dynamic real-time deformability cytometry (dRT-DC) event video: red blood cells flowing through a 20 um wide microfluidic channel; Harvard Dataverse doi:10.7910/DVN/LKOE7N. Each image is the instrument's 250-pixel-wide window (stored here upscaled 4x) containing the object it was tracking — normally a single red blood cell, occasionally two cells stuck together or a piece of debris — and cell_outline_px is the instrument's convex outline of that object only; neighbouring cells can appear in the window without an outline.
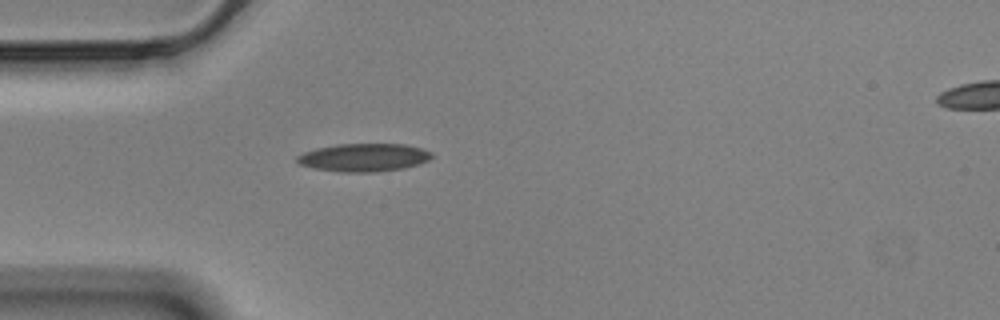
{"species": "Egyptian fruit bat (a non-hibernating species)", "species_latin": "Rousettus aegyptiacus", "temperature_condition": "cold", "stored_images_in_passage": 34, "camera_frame_rate_fps": 3000, "um_per_image_px": 0.085, "animal": {"sex": "male"}, "frame": {"image": 1, "passage_image": 1, "time_ms": 0.0, "image_size_px": [1000, 320], "cell_outline_px": [[432, 156], [428, 160], [420, 164], [404, 168], [372, 172], [340, 172], [316, 168], [300, 164], [296, 160], [296, 156], [304, 152], [316, 148], [336, 144], [404, 144], [420, 148], [432, 152]], "centroid_in_image_um": [30.93, 13.38], "position_along_channel_um": 54.1, "area_um2": 21.91}}
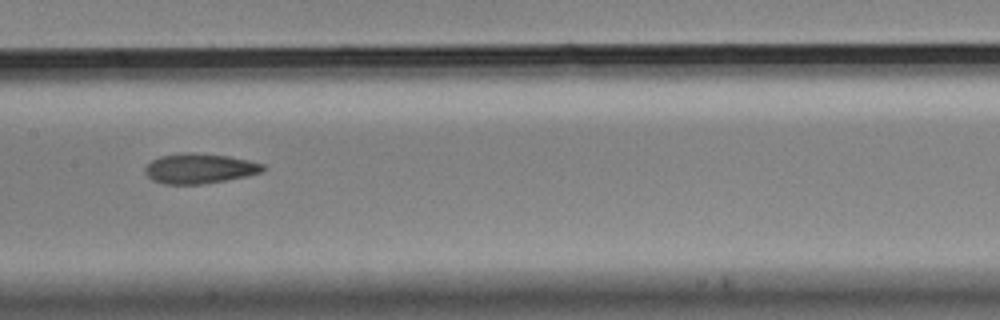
{"frame": {"image": 2, "passage_image": 13, "time_ms": 4.0, "image_size_px": [1000, 320], "cell_outline_px": [[264, 168], [260, 172], [248, 176], [204, 184], [164, 184], [152, 180], [144, 172], [144, 168], [152, 160], [160, 156], [184, 152], [192, 152], [228, 156], [248, 160], [264, 164]], "centroid_in_image_um": [16.93, 14.32], "position_along_channel_um": 190.5, "area_um2": 20.63}}
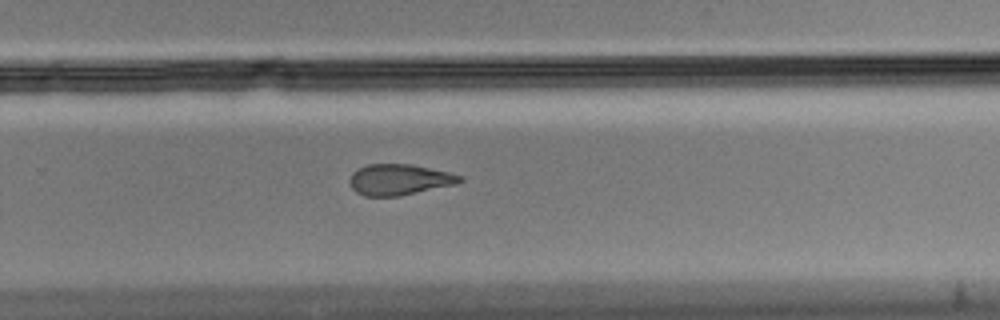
{"frame": {"image": 3, "passage_image": 22, "time_ms": 7.0, "image_size_px": [1000, 320], "cell_outline_px": [[464, 180], [456, 184], [400, 196], [364, 196], [356, 192], [352, 188], [348, 180], [352, 172], [356, 168], [368, 164], [408, 164], [448, 172], [464, 176]], "centroid_in_image_um": [33.91, 15.27], "position_along_channel_um": 295.9, "area_um2": 19.94}, "authors_computed_cell_mechanics": {"area_um2": 20.6346, "velocity_mm_per_s": 3.5334, "shape_relaxation_time_tau1_ms": null, "shape_relaxation_time_tau2_ms": 4.7498, "deformation_change_tau1": null, "deformation_change_tau2": 0.1298}}